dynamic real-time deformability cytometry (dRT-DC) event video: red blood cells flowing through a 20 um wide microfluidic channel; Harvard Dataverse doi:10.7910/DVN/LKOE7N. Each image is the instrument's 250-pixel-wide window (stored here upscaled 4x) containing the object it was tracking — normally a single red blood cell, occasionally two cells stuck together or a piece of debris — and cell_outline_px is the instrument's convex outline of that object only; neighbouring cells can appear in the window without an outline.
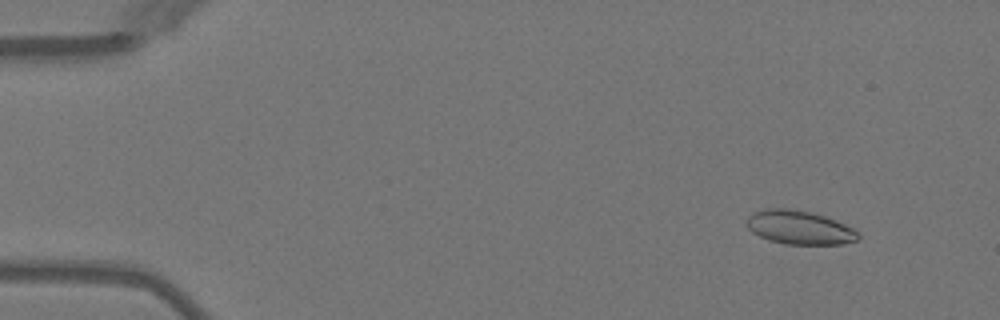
{"species": "Egyptian fruit bat (a non-hibernating species)", "species_latin": "Rousettus aegyptiacus", "temperature_condition": "warm", "stored_images_in_passage": 50, "camera_frame_rate_fps": 3000, "um_per_image_px": 0.085, "animal": {"sex": "female"}, "frame": {"image": 1, "passage_image": 4, "time_ms": 1.0, "image_size_px": [1000, 320], "cell_outline_px": [[860, 236], [856, 240], [844, 244], [784, 244], [768, 240], [752, 232], [744, 224], [744, 220], [748, 216], [764, 208], [792, 208], [824, 216], [836, 220], [856, 228], [860, 232]], "centroid_in_image_um": [67.95, 19.33], "position_along_channel_um": 17.0, "area_um2": 22.25}}
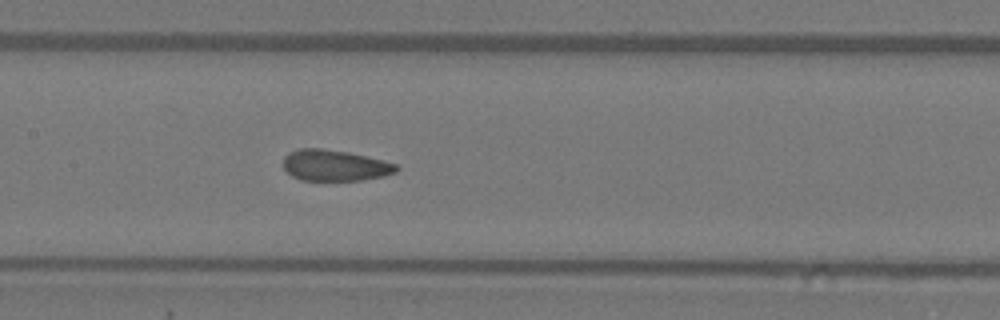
{"frame": {"image": 2, "passage_image": 24, "time_ms": 7.667, "image_size_px": [1000, 320], "cell_outline_px": [[400, 168], [396, 172], [384, 176], [360, 180], [300, 180], [292, 176], [284, 168], [284, 156], [288, 152], [300, 148], [324, 148], [348, 152], [384, 160], [396, 164]], "centroid_in_image_um": [28.46, 14.05], "position_along_channel_um": 178.9, "area_um2": 20.58}}
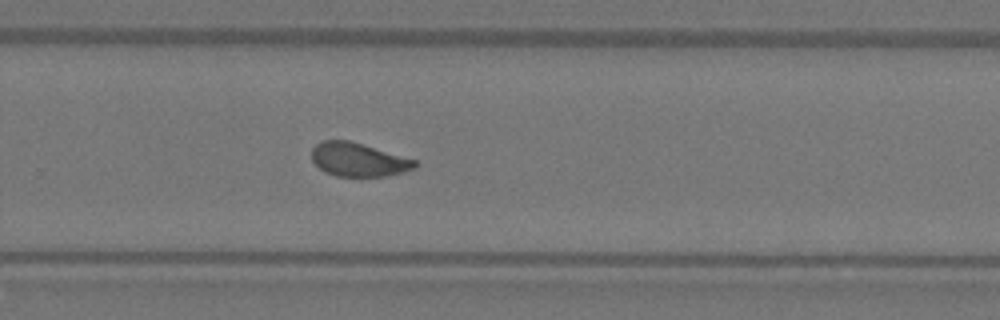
{"frame": {"image": 3, "passage_image": 33, "time_ms": 10.667, "image_size_px": [1000, 320], "cell_outline_px": [[416, 168], [384, 176], [336, 176], [324, 172], [312, 160], [312, 148], [320, 140], [348, 140], [416, 160]], "centroid_in_image_um": [30.41, 13.56], "position_along_channel_um": 299.4, "area_um2": 19.94}, "authors_computed_cell_mechanics": {"area_um2": 21.1837, "velocity_mm_per_s": 4.0418, "shape_relaxation_time_tau1_ms": null, "shape_relaxation_time_tau2_ms": 1.1446, "deformation_change_tau1": null, "deformation_change_tau2": 0.0564}}